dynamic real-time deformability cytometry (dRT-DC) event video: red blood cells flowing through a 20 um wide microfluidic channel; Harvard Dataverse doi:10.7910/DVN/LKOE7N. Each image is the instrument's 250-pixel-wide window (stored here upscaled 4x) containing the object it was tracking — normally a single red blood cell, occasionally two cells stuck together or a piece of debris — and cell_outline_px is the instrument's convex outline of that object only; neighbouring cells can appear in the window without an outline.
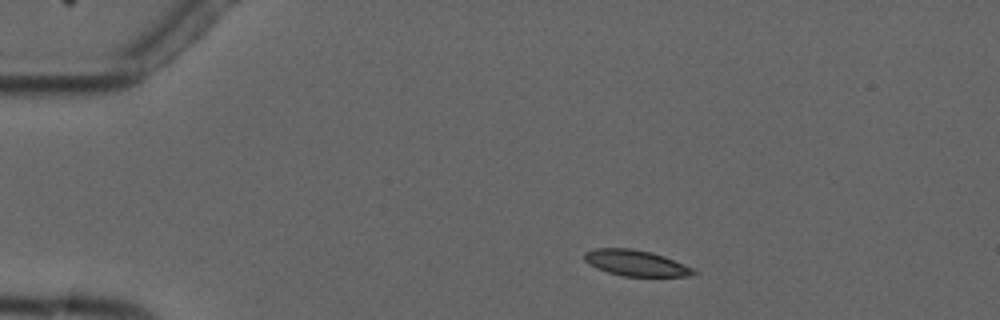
{"species": "common noctule bat (a hibernating species)", "species_latin": "Nyctalus noctula", "temperature_condition": "cold", "stored_images_in_passage": 6, "camera_frame_rate_fps": 3000, "um_per_image_px": 0.085, "animal": {"sex": "male", "forearm_length_mm": 52.5}, "frame": {"image": 1, "passage_image": 1, "time_ms": 0.0, "image_size_px": [1000, 320], "cell_outline_px": [[696, 272], [692, 276], [624, 276], [608, 272], [596, 268], [588, 264], [584, 260], [584, 252], [596, 248], [632, 248], [652, 252], [664, 256], [692, 268]], "centroid_in_image_um": [54.0, 22.35], "position_along_channel_um": 31.0, "area_um2": 16.42}}
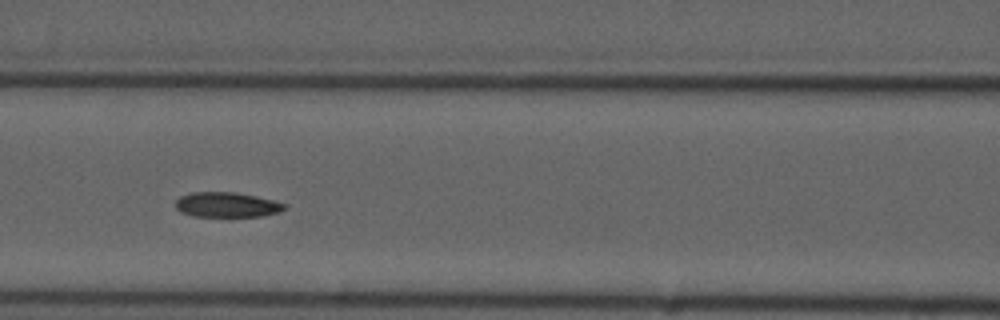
{"frame": {"image": 2, "passage_image": 5, "time_ms": 4.667, "image_size_px": [1000, 320], "cell_outline_px": [[288, 208], [280, 212], [264, 216], [192, 216], [180, 212], [176, 208], [176, 200], [180, 196], [192, 192], [236, 192], [256, 196], [272, 200], [284, 204]], "centroid_in_image_um": [19.28, 17.4], "position_along_channel_um": 147.3, "area_um2": 15.9}}
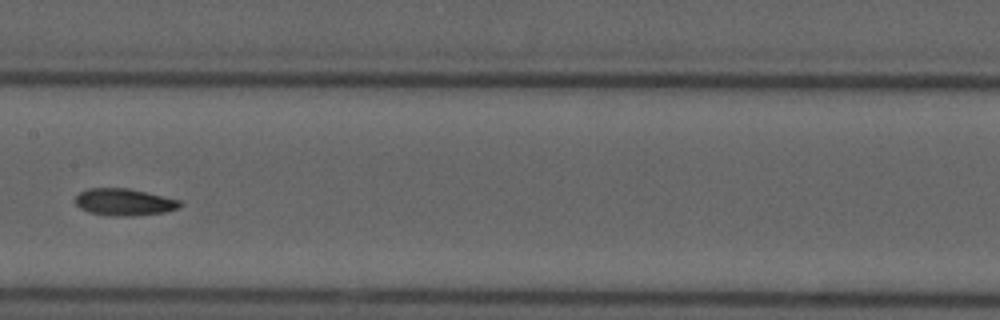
{"frame": {"image": 3, "passage_image": 6, "time_ms": 6.0, "image_size_px": [1000, 320], "cell_outline_px": [[184, 204], [180, 208], [164, 212], [132, 216], [108, 216], [88, 212], [80, 208], [76, 204], [76, 196], [80, 192], [88, 188], [128, 188], [164, 196], [180, 200]], "centroid_in_image_um": [10.57, 17.18], "position_along_channel_um": 196.8, "area_um2": 16.59}}